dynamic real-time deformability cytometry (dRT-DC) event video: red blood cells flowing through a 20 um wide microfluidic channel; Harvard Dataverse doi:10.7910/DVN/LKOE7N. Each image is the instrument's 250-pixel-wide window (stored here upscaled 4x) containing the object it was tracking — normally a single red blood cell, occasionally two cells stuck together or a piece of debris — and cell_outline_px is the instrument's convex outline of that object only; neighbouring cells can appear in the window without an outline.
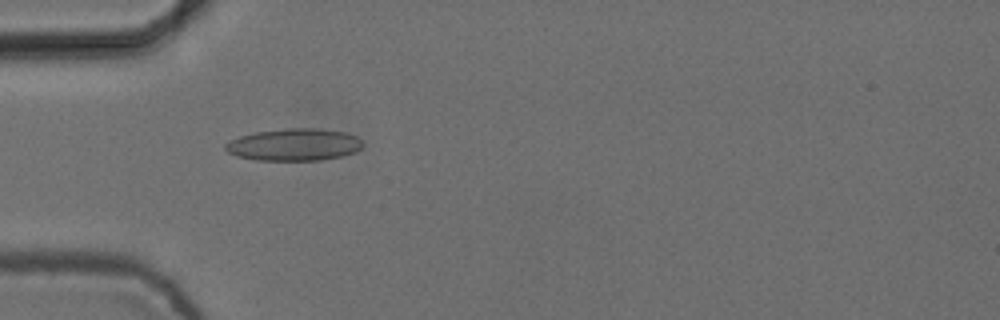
{"species": "common noctule bat (a hibernating species)", "species_latin": "Nyctalus noctula", "temperature_condition": "cold", "stored_images_in_passage": 3, "camera_frame_rate_fps": 3000, "um_per_image_px": 0.085, "animal": {"sex": "female", "body_mass_g": 24.6, "forearm_length_mm": 56.2}, "frame": {"image": 1, "passage_image": 1, "time_ms": 0.0, "image_size_px": [1000, 320], "cell_outline_px": [[364, 144], [356, 152], [340, 156], [320, 160], [256, 160], [236, 156], [228, 152], [224, 148], [224, 144], [240, 136], [256, 132], [284, 128], [320, 128], [344, 132], [356, 136], [364, 140]], "centroid_in_image_um": [25.02, 12.29], "position_along_channel_um": 60.0, "area_um2": 25.84}}
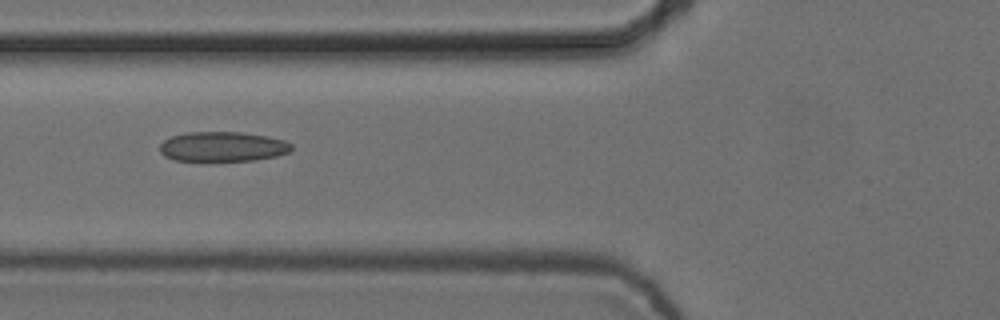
{"frame": {"image": 2, "passage_image": 2, "time_ms": 0.333, "image_size_px": [1000, 320], "cell_outline_px": [[292, 148], [288, 152], [276, 156], [252, 160], [208, 164], [176, 160], [164, 156], [160, 152], [160, 144], [164, 140], [172, 136], [184, 132], [240, 132], [268, 136], [284, 140], [292, 144]], "centroid_in_image_um": [18.88, 12.5], "position_along_channel_um": 106.9, "area_um2": 23.81}}
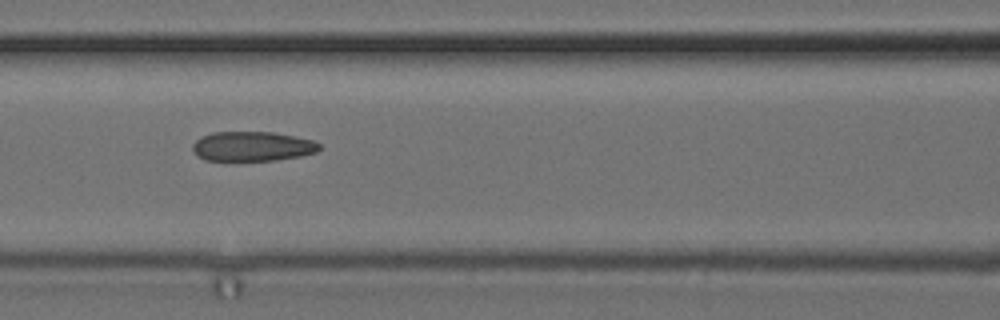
{"frame": {"image": 3, "passage_image": 3, "time_ms": 0.667, "image_size_px": [1000, 320], "cell_outline_px": [[320, 148], [316, 152], [300, 156], [276, 160], [204, 160], [196, 156], [192, 148], [192, 144], [200, 136], [212, 132], [272, 132], [312, 140], [320, 144]], "centroid_in_image_um": [21.4, 12.44], "position_along_channel_um": 145.2, "area_um2": 21.85}}